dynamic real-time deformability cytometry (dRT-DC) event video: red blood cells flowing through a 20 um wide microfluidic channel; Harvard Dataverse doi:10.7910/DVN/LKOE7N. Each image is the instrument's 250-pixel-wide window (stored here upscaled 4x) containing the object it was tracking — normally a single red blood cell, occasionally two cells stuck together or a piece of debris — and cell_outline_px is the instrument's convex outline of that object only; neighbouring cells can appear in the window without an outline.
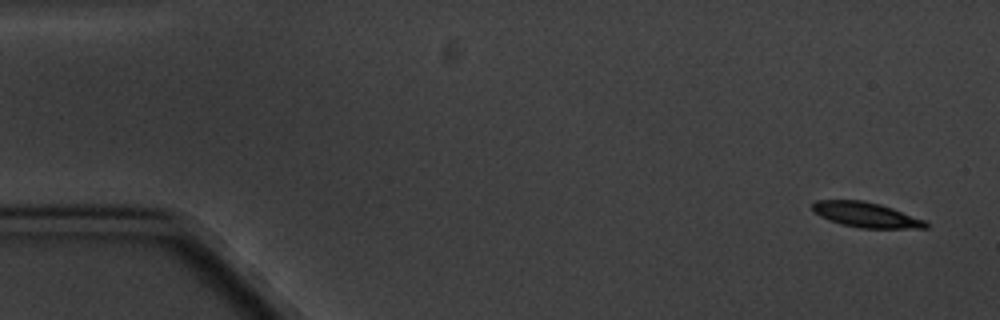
{"species": "common noctule bat (a hibernating species)", "species_latin": "Nyctalus noctula", "temperature_condition": "cold", "stored_images_in_passage": 4, "camera_frame_rate_fps": 3000, "um_per_image_px": 0.085, "animal": {"sex": "male", "body_mass_g": 20.1, "forearm_length_mm": 53.5}, "frame": {"image": 1, "passage_image": 1, "time_ms": 0.0, "image_size_px": [1000, 320], "cell_outline_px": [[928, 228], [860, 228], [840, 224], [828, 220], [812, 212], [812, 204], [816, 200], [864, 200], [880, 204], [892, 208], [924, 220], [928, 224]], "centroid_in_image_um": [73.56, 18.25], "position_along_channel_um": 11.4, "area_um2": 16.59}}